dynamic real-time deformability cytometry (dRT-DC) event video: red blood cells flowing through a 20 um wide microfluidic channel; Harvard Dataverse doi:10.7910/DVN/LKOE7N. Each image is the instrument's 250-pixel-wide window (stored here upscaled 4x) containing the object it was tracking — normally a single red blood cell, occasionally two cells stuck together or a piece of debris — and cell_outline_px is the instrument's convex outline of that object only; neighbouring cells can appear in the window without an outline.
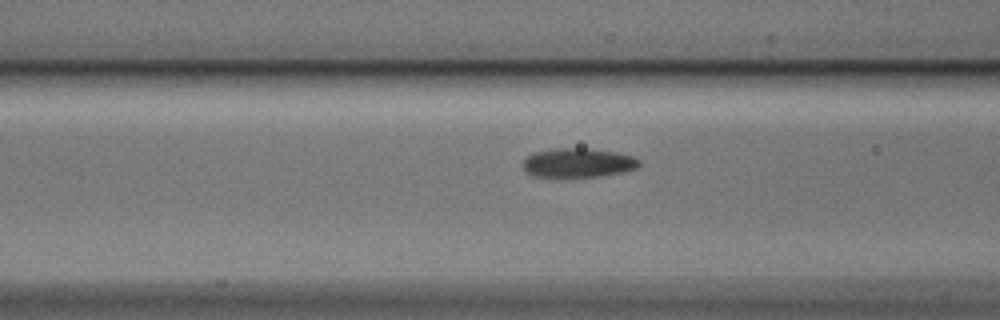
{"species": "Egyptian fruit bat (a non-hibernating species)", "species_latin": "Rousettus aegyptiacus", "temperature_condition": "cold", "stored_images_in_passage": 21, "camera_frame_rate_fps": 3000, "um_per_image_px": 0.085, "animal": {"sex": "male"}, "frame": {"image": 1, "passage_image": 19, "time_ms": 6.0, "image_size_px": [1000, 320], "cell_outline_px": [[640, 164], [636, 168], [624, 172], [600, 176], [536, 176], [528, 172], [524, 168], [524, 160], [528, 156], [536, 152], [556, 148], [592, 148], [616, 152], [632, 156], [640, 160]], "centroid_in_image_um": [49.2, 13.82], "position_along_channel_um": 117.4, "area_um2": 19.48}}